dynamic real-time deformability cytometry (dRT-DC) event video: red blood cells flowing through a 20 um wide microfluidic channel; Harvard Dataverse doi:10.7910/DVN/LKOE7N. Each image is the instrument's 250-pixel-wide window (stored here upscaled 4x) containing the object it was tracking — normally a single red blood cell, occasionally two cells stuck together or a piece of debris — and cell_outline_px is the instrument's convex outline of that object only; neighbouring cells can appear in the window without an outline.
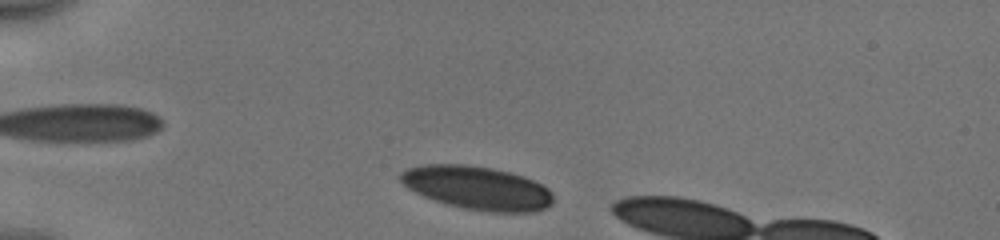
{"species": "human", "species_latin": "Homo sapiens", "temperature_condition": "cold", "stored_images_in_passage": 6, "camera_frame_rate_fps": 3000, "um_per_image_px": 0.085, "donor": {"sex": "male"}, "frame": {"image": 1, "passage_image": 2, "time_ms": 0.333, "image_size_px": [1000, 240], "cell_outline_px": [[552, 204], [548, 208], [536, 212], [488, 212], [464, 208], [448, 204], [424, 196], [408, 188], [400, 180], [400, 172], [408, 168], [420, 164], [468, 164], [492, 168], [512, 172], [524, 176], [548, 188], [552, 192]], "centroid_in_image_um": [40.59, 15.96], "position_along_channel_um": 44.4, "area_um2": 38.84}}